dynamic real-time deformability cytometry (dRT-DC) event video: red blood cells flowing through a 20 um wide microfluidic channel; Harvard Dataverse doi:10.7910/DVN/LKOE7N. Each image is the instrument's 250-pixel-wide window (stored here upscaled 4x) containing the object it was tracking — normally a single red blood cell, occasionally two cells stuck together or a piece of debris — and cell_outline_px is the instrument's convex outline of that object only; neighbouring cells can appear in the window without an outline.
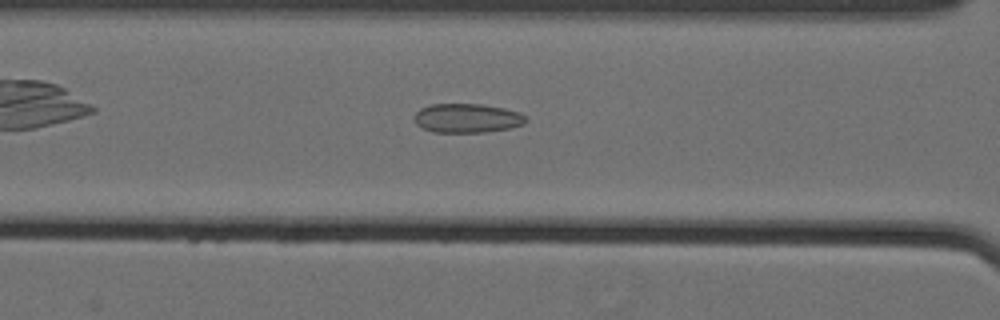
{"species": "Egyptian fruit bat (a non-hibernating species)", "species_latin": "Rousettus aegyptiacus", "temperature_condition": "cold", "stored_images_in_passage": 43, "camera_frame_rate_fps": 3000, "um_per_image_px": 0.085, "animal": {"sex": "female"}, "frame": {"image": 1, "passage_image": 11, "time_ms": 3.333, "image_size_px": [1000, 320], "cell_outline_px": [[528, 120], [524, 124], [512, 128], [484, 132], [432, 132], [416, 124], [416, 112], [420, 108], [432, 104], [484, 104], [504, 108], [520, 112], [528, 116]], "centroid_in_image_um": [39.78, 10.04], "position_along_channel_um": 126.8, "area_um2": 19.07}}
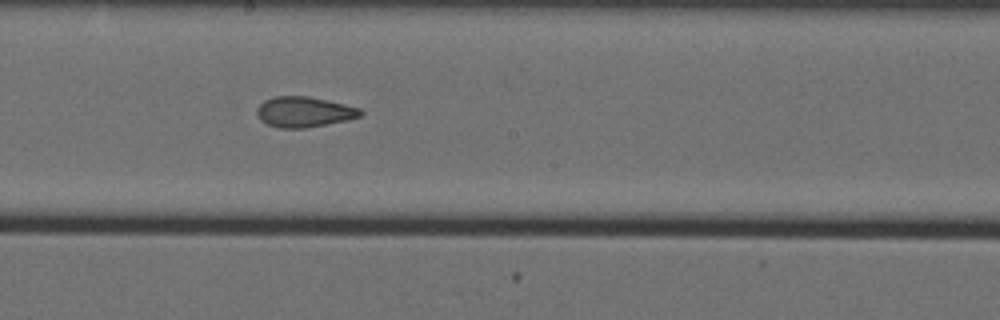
{"frame": {"image": 2, "passage_image": 19, "time_ms": 6.0, "image_size_px": [1000, 320], "cell_outline_px": [[364, 112], [360, 116], [348, 120], [304, 128], [280, 128], [268, 124], [260, 120], [256, 112], [256, 108], [264, 100], [276, 96], [308, 96], [328, 100], [360, 108]], "centroid_in_image_um": [25.84, 9.51], "position_along_channel_um": 222.4, "area_um2": 18.38}}
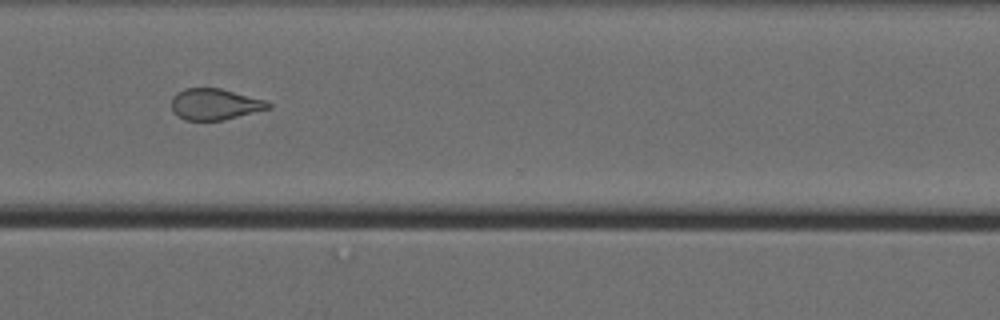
{"frame": {"image": 3, "passage_image": 30, "time_ms": 9.667, "image_size_px": [1000, 320], "cell_outline_px": [[272, 108], [224, 120], [184, 120], [176, 116], [172, 112], [172, 96], [176, 92], [184, 88], [220, 88], [268, 100], [272, 104]], "centroid_in_image_um": [18.27, 8.86], "position_along_channel_um": 352.3, "area_um2": 17.98}, "authors_computed_cell_mechanics": {"area_um2": 18.3804, "velocity_mm_per_s": 3.5694, "shape_relaxation_time_tau1_ms": null, "shape_relaxation_time_tau2_ms": 2.5003, "deformation_change_tau1": null, "deformation_change_tau2": 0.0871}}